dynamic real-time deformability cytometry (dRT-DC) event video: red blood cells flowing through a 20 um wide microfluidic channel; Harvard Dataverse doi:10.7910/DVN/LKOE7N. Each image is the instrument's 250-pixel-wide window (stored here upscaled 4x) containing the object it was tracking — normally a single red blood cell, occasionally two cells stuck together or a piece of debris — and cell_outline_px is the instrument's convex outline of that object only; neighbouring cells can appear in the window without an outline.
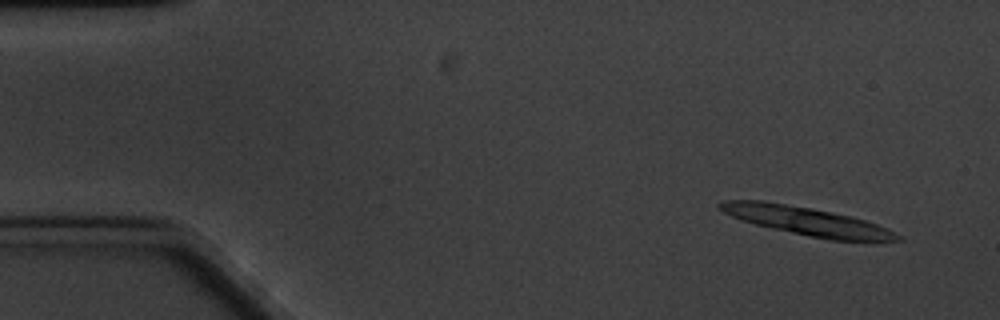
{"species": "common noctule bat (a hibernating species)", "species_latin": "Nyctalus noctula", "temperature_condition": "cold", "stored_images_in_passage": 16, "segment_of_instrument_passage": [1, 2], "camera_frame_rate_fps": 3000, "um_per_image_px": 0.085, "animal": {"sex": "male", "body_mass_g": 20.1, "forearm_length_mm": 53.5}, "frame": {"image": 1, "passage_image": 1, "time_ms": 0.0, "image_size_px": [1000, 320], "cell_outline_px": [[904, 240], [832, 240], [772, 228], [756, 224], [732, 216], [716, 208], [716, 204], [724, 200], [764, 200], [812, 208], [852, 216], [888, 228], [904, 236]], "centroid_in_image_um": [68.58, 18.77], "position_along_channel_um": 16.4, "area_um2": 29.02}}